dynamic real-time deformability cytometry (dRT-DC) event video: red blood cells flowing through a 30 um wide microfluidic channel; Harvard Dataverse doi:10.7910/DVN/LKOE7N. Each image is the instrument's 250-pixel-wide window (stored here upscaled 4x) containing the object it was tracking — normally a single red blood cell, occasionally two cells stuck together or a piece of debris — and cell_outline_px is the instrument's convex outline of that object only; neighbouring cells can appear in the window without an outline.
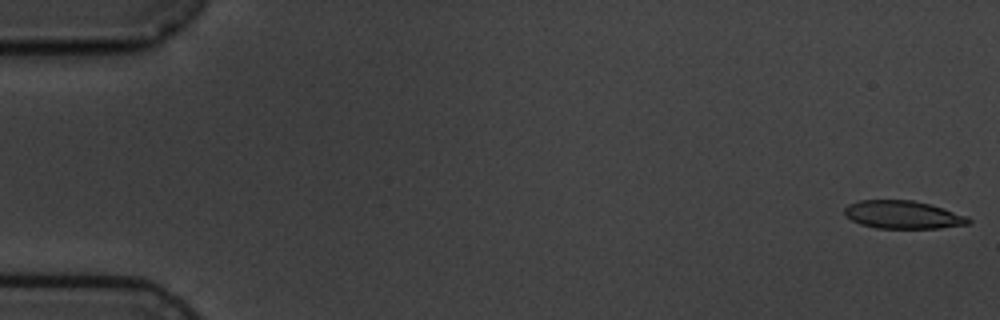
{"species": "common noctule bat (a hibernating species)", "species_latin": "Nyctalus noctula", "temperature_condition": "cold", "stored_images_in_passage": 6, "segment_of_instrument_passage": [1, 2], "camera_frame_rate_fps": 3000, "um_per_image_px": 0.085, "animal": {"sex": "male", "body_mass_g": 19.5, "forearm_length_mm": 54.6}, "frame": {"image": 1, "passage_image": 1, "time_ms": 0.0, "image_size_px": [1000, 320], "cell_outline_px": [[972, 224], [940, 228], [876, 228], [860, 224], [852, 220], [844, 212], [844, 208], [848, 204], [860, 200], [912, 200], [944, 208], [968, 216], [972, 220]], "centroid_in_image_um": [76.79, 18.25], "position_along_channel_um": 8.2, "area_um2": 20.29}}
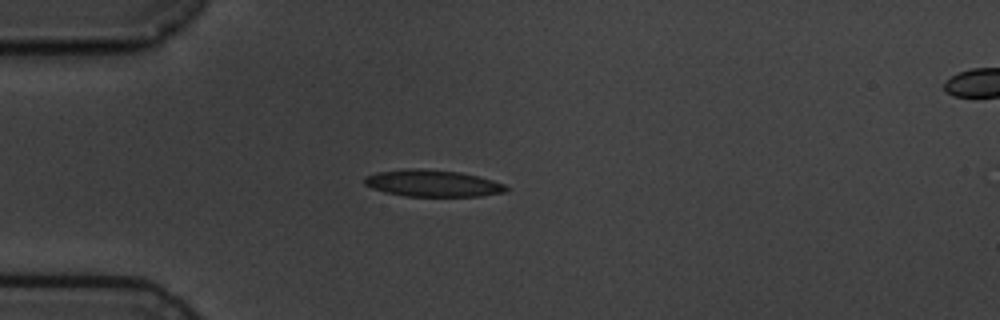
{"frame": {"image": 2, "passage_image": 5, "time_ms": 4.667, "image_size_px": [1000, 320], "cell_outline_px": [[508, 188], [504, 192], [480, 196], [404, 196], [384, 192], [372, 188], [364, 184], [364, 176], [376, 172], [408, 168], [420, 168], [460, 172], [492, 180], [504, 184]], "centroid_in_image_um": [36.72, 15.57], "position_along_channel_um": 48.3, "area_um2": 22.08}}